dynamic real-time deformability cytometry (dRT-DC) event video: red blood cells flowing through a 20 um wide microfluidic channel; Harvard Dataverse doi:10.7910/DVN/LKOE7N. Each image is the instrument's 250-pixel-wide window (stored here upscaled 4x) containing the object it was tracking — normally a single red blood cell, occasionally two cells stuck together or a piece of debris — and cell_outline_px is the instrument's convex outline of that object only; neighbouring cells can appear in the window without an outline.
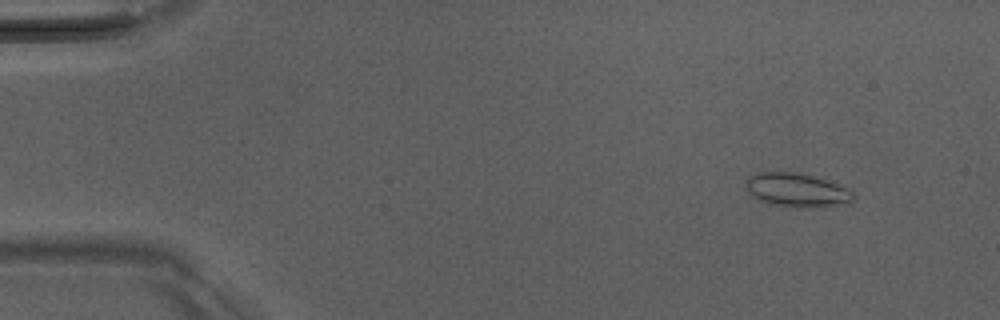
{"species": "Egyptian fruit bat (a non-hibernating species)", "species_latin": "Rousettus aegyptiacus", "temperature_condition": "room temperature", "stored_images_in_passage": 47, "camera_frame_rate_fps": 3000, "um_per_image_px": 0.085, "animal": {"sex": "male"}, "frame": {"image": 1, "passage_image": 1, "time_ms": 0.0, "image_size_px": [1000, 320], "cell_outline_px": [[856, 196], [848, 204], [776, 204], [756, 200], [748, 192], [744, 184], [752, 176], [760, 172], [792, 172], [812, 176], [852, 188]], "centroid_in_image_um": [67.74, 16.1], "position_along_channel_um": 17.3, "area_um2": 20.11}}
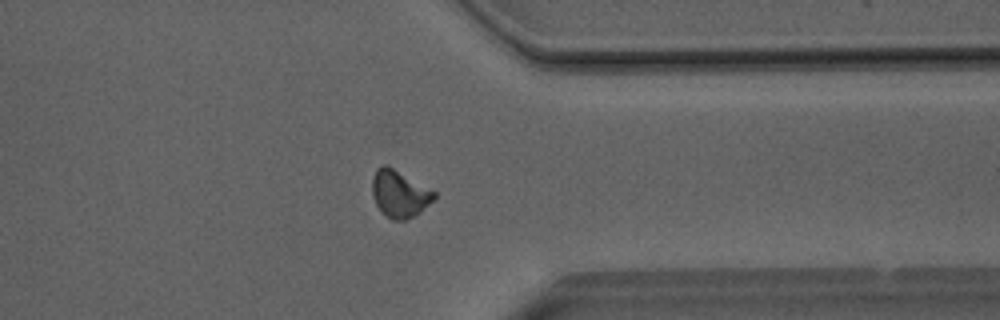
{"frame": {"image": 2, "passage_image": 36, "time_ms": 11.667, "image_size_px": [1000, 320], "cell_outline_px": [[436, 196], [420, 212], [404, 220], [392, 220], [376, 204], [372, 196], [372, 176], [376, 168], [380, 164], [388, 164], [436, 192]], "centroid_in_image_um": [33.93, 16.41], "position_along_channel_um": 377.5, "area_um2": 16.94}}
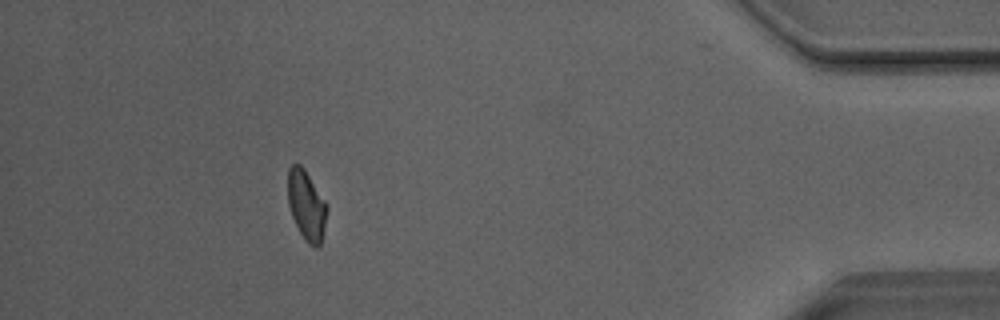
{"frame": {"image": 3, "passage_image": 42, "time_ms": 13.667, "image_size_px": [1000, 320], "cell_outline_px": [[328, 208], [324, 228], [320, 244], [316, 248], [308, 244], [304, 240], [292, 216], [288, 204], [288, 168], [292, 164], [300, 164], [304, 168], [328, 204]], "centroid_in_image_um": [26.05, 17.44], "position_along_channel_um": 409.1, "area_um2": 15.95}, "authors_computed_cell_mechanics": {"area_um2": 16.7042, "velocity_mm_per_s": 4.0576, "shape_relaxation_time_tau1_ms": null, "shape_relaxation_time_tau2_ms": 2.0234, "deformation_change_tau1": null, "deformation_change_tau2": 0.0875}}